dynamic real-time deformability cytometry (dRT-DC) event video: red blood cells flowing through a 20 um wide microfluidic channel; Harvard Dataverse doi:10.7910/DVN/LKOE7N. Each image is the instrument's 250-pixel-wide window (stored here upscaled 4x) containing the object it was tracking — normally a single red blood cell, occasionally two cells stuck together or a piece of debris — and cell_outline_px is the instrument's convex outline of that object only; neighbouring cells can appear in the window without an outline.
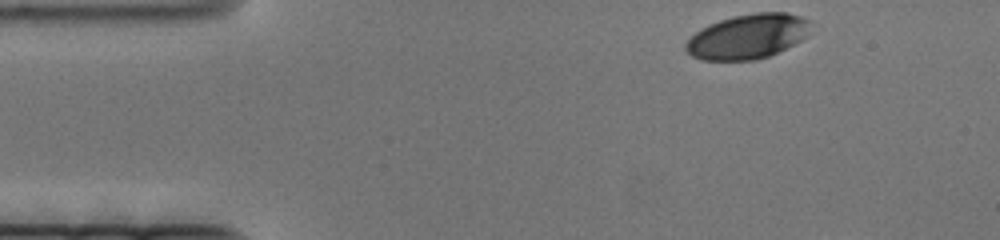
{"species": "human", "species_latin": "Homo sapiens", "temperature_condition": "cold", "stored_images_in_passage": 19, "camera_frame_rate_fps": 3000, "um_per_image_px": 0.085, "donor": {"sex": "female"}, "frame": {"image": 1, "passage_image": 1, "time_ms": 0.0, "image_size_px": [1000, 240], "cell_outline_px": [[812, 20], [808, 36], [768, 56], [756, 60], [700, 60], [692, 56], [684, 48], [684, 44], [696, 32], [708, 24], [732, 16], [756, 12], [788, 12]], "centroid_in_image_um": [63.57, 3.08], "position_along_channel_um": 21.4, "area_um2": 32.6}}
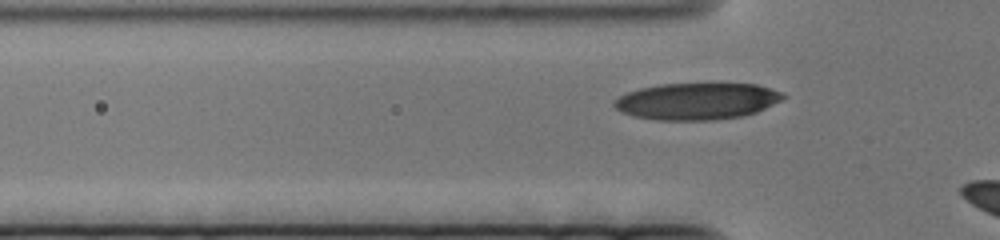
{"frame": {"image": 2, "passage_image": 15, "time_ms": 4.667, "image_size_px": [1000, 240], "cell_outline_px": [[784, 96], [780, 100], [756, 112], [744, 116], [716, 120], [656, 120], [632, 116], [616, 108], [612, 104], [612, 100], [628, 92], [640, 88], [660, 84], [756, 84], [784, 92]], "centroid_in_image_um": [59.21, 8.61], "position_along_channel_um": 66.6, "area_um2": 36.07}}